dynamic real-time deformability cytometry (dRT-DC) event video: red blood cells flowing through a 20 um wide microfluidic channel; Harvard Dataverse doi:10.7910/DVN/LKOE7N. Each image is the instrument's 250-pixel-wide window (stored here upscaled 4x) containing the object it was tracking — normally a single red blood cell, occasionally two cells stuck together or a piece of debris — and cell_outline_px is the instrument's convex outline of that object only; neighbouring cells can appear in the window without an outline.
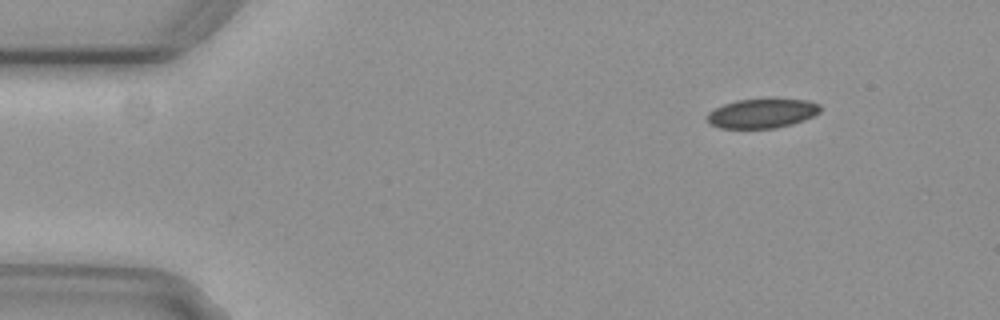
{"species": "common noctule bat (a hibernating species)", "species_latin": "Nyctalus noctula", "temperature_condition": "cold", "stored_images_in_passage": 3, "camera_frame_rate_fps": 3000, "um_per_image_px": 0.085, "animal": {"sex": "female", "body_mass_g": 29.2, "forearm_length_mm": 56.3}, "frame": {"image": 1, "passage_image": 1, "time_ms": 0.0, "image_size_px": [1000, 320], "cell_outline_px": [[820, 112], [804, 120], [792, 124], [776, 128], [720, 128], [712, 124], [708, 120], [708, 112], [724, 104], [736, 100], [776, 96], [808, 100], [820, 104]], "centroid_in_image_um": [64.84, 9.58], "position_along_channel_um": 20.2, "area_um2": 20.0}}